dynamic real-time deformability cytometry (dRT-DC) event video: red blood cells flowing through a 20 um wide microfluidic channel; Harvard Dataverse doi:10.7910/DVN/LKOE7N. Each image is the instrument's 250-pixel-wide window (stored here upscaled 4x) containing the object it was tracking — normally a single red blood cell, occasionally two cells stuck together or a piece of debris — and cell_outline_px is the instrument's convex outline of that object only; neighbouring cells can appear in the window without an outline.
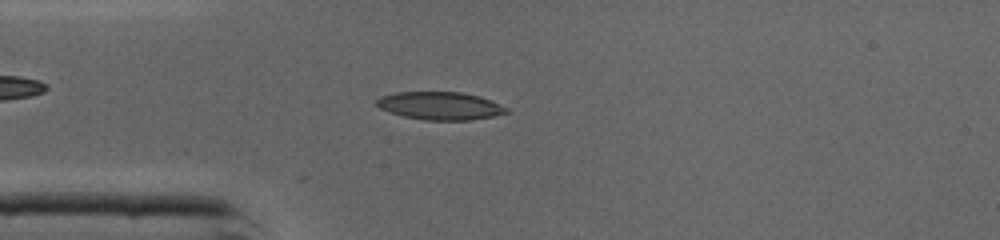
{"species": "common noctule bat (a hibernating species)", "species_latin": "Nyctalus noctula", "temperature_condition": "cold", "stored_images_in_passage": 45, "camera_frame_rate_fps": 3000, "um_per_image_px": 0.085, "animal": {"sex": "male", "body_mass_g": 19.0, "forearm_length_mm": 50.8}, "frame": {"image": 1, "passage_image": 11, "time_ms": 3.333, "image_size_px": [1000, 240], "cell_outline_px": [[512, 112], [492, 116], [468, 120], [424, 120], [404, 116], [380, 108], [376, 104], [376, 100], [380, 96], [396, 92], [460, 92], [480, 96], [508, 108]], "centroid_in_image_um": [37.42, 8.99], "position_along_channel_um": 47.6, "area_um2": 20.98}}
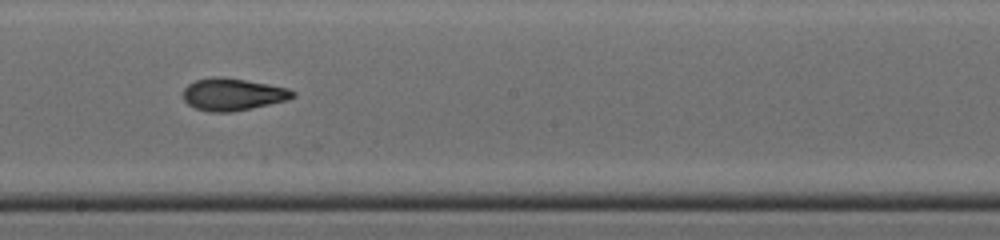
{"frame": {"image": 2, "passage_image": 24, "time_ms": 7.667, "image_size_px": [1000, 240], "cell_outline_px": [[296, 96], [288, 100], [252, 108], [232, 112], [208, 112], [196, 108], [188, 104], [184, 100], [184, 88], [188, 84], [196, 80], [216, 76], [220, 76], [268, 84], [288, 88], [296, 92]], "centroid_in_image_um": [19.8, 8.03], "position_along_channel_um": 228.4, "area_um2": 20.58}}
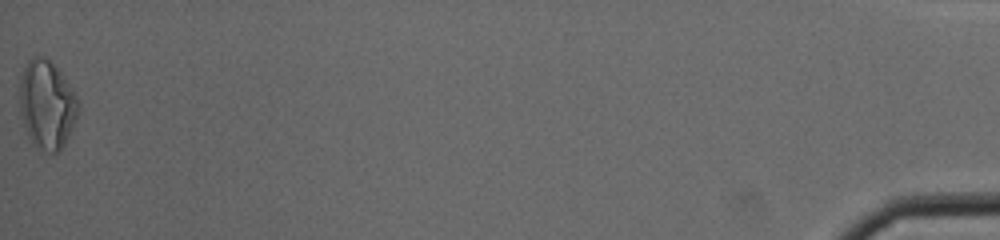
{"frame": {"image": 3, "passage_image": 45, "time_ms": 14.667, "image_size_px": [1000, 240], "cell_outline_px": [[80, 108], [68, 136], [64, 144], [56, 152], [48, 152], [36, 148], [32, 144], [28, 136], [20, 112], [20, 76], [28, 60], [32, 56], [44, 56], [60, 72], [72, 88], [76, 96]], "centroid_in_image_um": [3.97, 8.89], "position_along_channel_um": 431.2, "area_um2": 30.0}, "authors_computed_cell_mechanics": {"area_um2": 20.3456, "velocity_mm_per_s": 4.381, "shape_relaxation_time_tau1_ms": null, "shape_relaxation_time_tau2_ms": 3.0599, "deformation_change_tau1": null, "deformation_change_tau2": 0.1065}}